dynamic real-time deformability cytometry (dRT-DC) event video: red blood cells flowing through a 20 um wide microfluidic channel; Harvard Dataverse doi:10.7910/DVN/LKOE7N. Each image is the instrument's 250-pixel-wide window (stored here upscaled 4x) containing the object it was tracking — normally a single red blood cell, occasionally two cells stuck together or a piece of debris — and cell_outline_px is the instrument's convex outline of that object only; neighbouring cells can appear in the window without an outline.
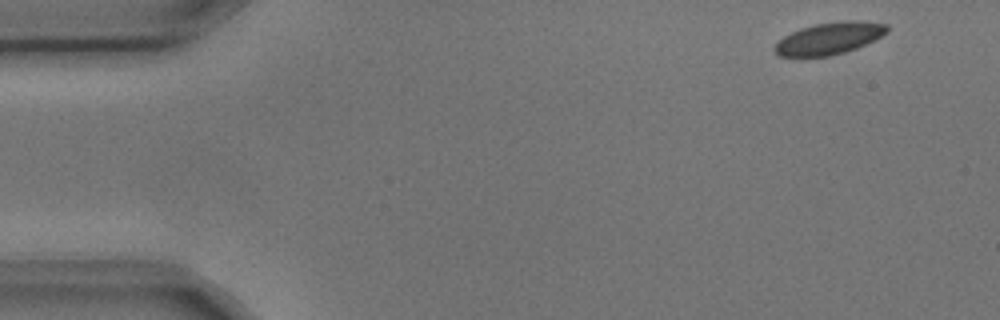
{"species": "common noctule bat (a hibernating species)", "species_latin": "Nyctalus noctula", "temperature_condition": "cold", "stored_images_in_passage": 4, "camera_frame_rate_fps": 3000, "um_per_image_px": 0.085, "animal": {"sex": "male", "body_mass_g": 17.9, "forearm_length_mm": 54.2}, "frame": {"image": 1, "passage_image": 1, "time_ms": 0.0, "image_size_px": [1000, 320], "cell_outline_px": [[888, 32], [856, 48], [844, 52], [828, 56], [800, 60], [780, 56], [772, 48], [784, 36], [800, 28], [816, 24], [844, 20], [860, 20], [888, 24]], "centroid_in_image_um": [70.42, 3.3], "position_along_channel_um": 14.6, "area_um2": 21.39}}